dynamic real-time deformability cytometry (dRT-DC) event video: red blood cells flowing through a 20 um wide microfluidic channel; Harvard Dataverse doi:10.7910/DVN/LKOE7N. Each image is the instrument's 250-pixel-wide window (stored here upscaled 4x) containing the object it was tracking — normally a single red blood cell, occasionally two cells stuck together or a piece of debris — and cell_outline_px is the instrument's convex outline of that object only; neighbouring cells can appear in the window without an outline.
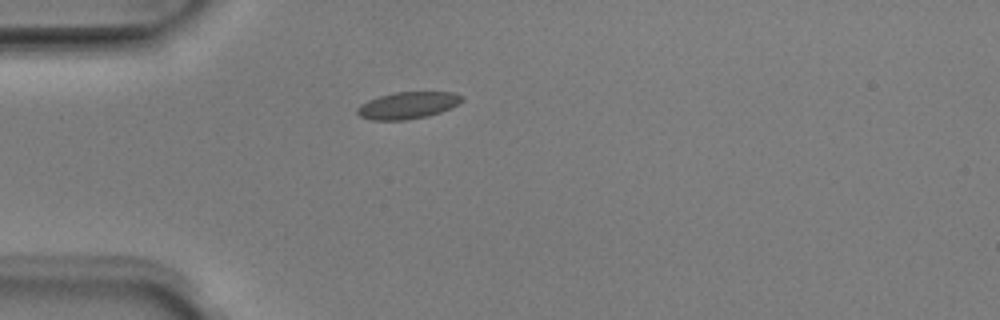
{"species": "Egyptian fruit bat (a non-hibernating species)", "species_latin": "Rousettus aegyptiacus", "temperature_condition": "room temperature", "stored_images_in_passage": 38, "camera_frame_rate_fps": 3000, "um_per_image_px": 0.085, "animal": {"sex": "male"}, "frame": {"image": 1, "passage_image": 1, "time_ms": 0.0, "image_size_px": [1000, 320], "cell_outline_px": [[464, 100], [440, 112], [428, 116], [404, 120], [372, 120], [360, 116], [356, 112], [356, 108], [360, 104], [368, 100], [380, 96], [396, 92], [456, 92], [464, 96]], "centroid_in_image_um": [34.65, 8.95], "position_along_channel_um": 50.4, "area_um2": 16.36}}
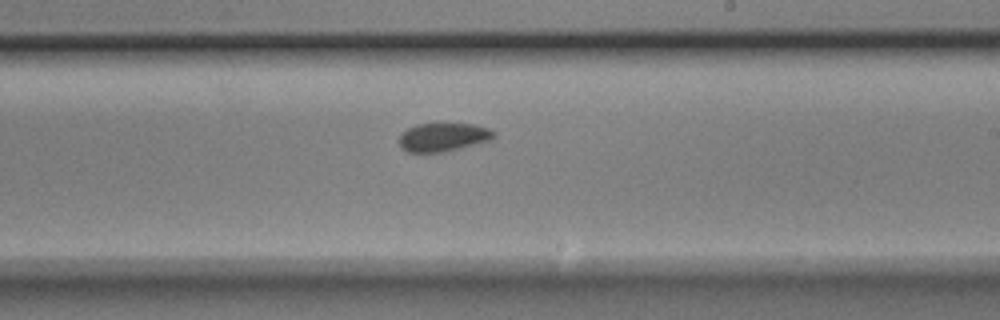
{"frame": {"image": 2, "passage_image": 17, "time_ms": 5.333, "image_size_px": [1000, 320], "cell_outline_px": [[496, 136], [492, 140], [444, 152], [408, 152], [400, 148], [400, 132], [416, 124], [472, 124], [488, 128], [496, 132]], "centroid_in_image_um": [37.67, 11.66], "position_along_channel_um": 251.3, "area_um2": 15.78}}
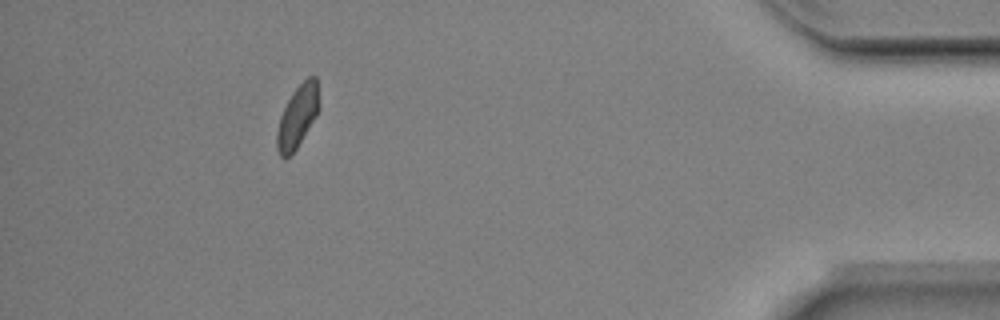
{"frame": {"image": 3, "passage_image": 33, "time_ms": 10.667, "image_size_px": [1000, 320], "cell_outline_px": [[320, 104], [316, 116], [296, 148], [284, 160], [280, 156], [276, 148], [276, 132], [280, 116], [292, 92], [308, 76], [316, 76]], "centroid_in_image_um": [25.28, 9.89], "position_along_channel_um": 409.9, "area_um2": 15.26}, "authors_computed_cell_mechanics": {"area_um2": 15.8372, "velocity_mm_per_s": 4.0032, "shape_relaxation_time_tau1_ms": 2.752, "shape_relaxation_time_tau2_ms": 2.6487, "deformation_change_tau1": 0.0819, "deformation_change_tau2": 0.0632}}